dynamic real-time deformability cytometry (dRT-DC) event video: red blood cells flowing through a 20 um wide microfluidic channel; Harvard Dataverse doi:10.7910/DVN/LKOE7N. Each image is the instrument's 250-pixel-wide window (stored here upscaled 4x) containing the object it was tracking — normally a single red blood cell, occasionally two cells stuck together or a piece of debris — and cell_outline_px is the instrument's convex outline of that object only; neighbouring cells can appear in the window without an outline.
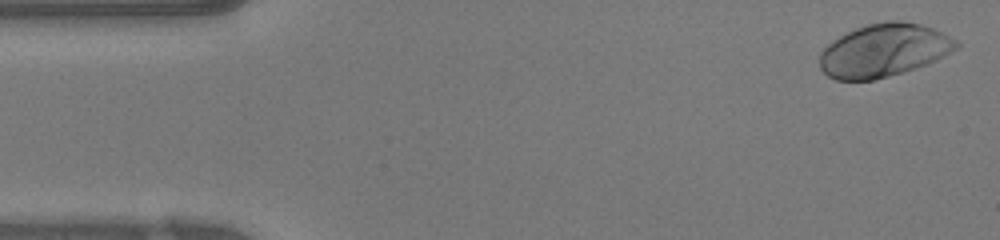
{"species": "human", "species_latin": "Homo sapiens", "temperature_condition": "warm", "stored_images_in_passage": 47, "camera_frame_rate_fps": 3000, "um_per_image_px": 0.085, "donor": {"sex": "female"}, "frame": {"image": 1, "passage_image": 1, "time_ms": 0.0, "image_size_px": [1000, 240], "cell_outline_px": [[960, 44], [956, 48], [936, 60], [916, 68], [888, 76], [872, 80], [836, 80], [828, 76], [820, 68], [820, 52], [832, 40], [856, 28], [868, 24], [884, 20], [900, 20], [920, 24], [932, 28], [956, 40]], "centroid_in_image_um": [75.1, 4.28], "position_along_channel_um": 9.9, "area_um2": 41.91}}
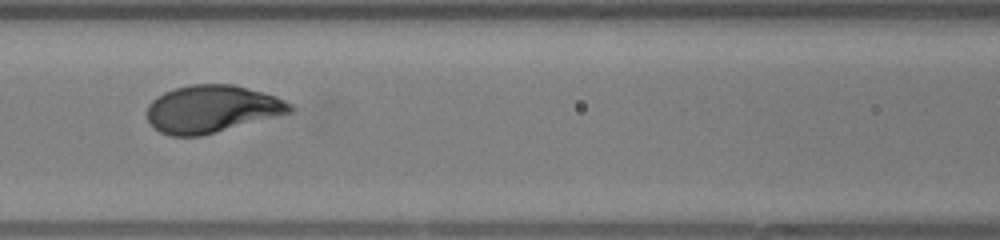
{"frame": {"image": 2, "passage_image": 19, "time_ms": 6.0, "image_size_px": [1000, 240], "cell_outline_px": [[296, 108], [292, 112], [216, 132], [200, 136], [172, 136], [160, 132], [148, 120], [148, 104], [156, 96], [164, 92], [176, 88], [192, 84], [232, 84], [276, 96], [292, 104]], "centroid_in_image_um": [18.01, 9.26], "position_along_channel_um": 148.6, "area_um2": 39.25}}
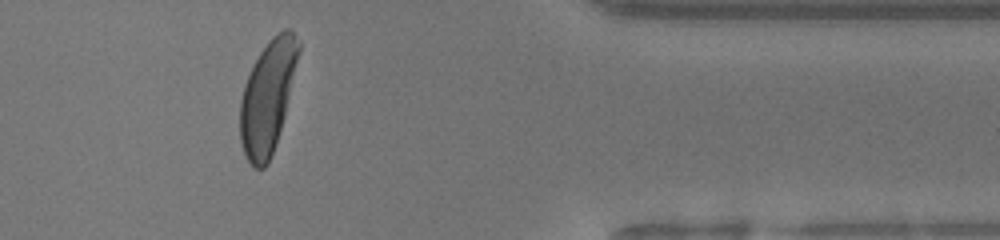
{"frame": {"image": 3, "passage_image": 38, "time_ms": 12.333, "image_size_px": [1000, 240], "cell_outline_px": [[300, 52], [284, 116], [268, 164], [264, 168], [256, 168], [244, 156], [240, 140], [240, 100], [244, 84], [260, 52], [268, 40], [272, 36], [284, 28], [292, 28], [300, 40]], "centroid_in_image_um": [22.76, 8.17], "position_along_channel_um": 388.6, "area_um2": 38.09}, "authors_computed_cell_mechanics": {"area_um2": 39.6508, "velocity_mm_per_s": 4.2078, "shape_relaxation_time_tau1_ms": 1.8157, "shape_relaxation_time_tau2_ms": null, "deformation_change_tau1": 0.1642, "deformation_change_tau2": null}}